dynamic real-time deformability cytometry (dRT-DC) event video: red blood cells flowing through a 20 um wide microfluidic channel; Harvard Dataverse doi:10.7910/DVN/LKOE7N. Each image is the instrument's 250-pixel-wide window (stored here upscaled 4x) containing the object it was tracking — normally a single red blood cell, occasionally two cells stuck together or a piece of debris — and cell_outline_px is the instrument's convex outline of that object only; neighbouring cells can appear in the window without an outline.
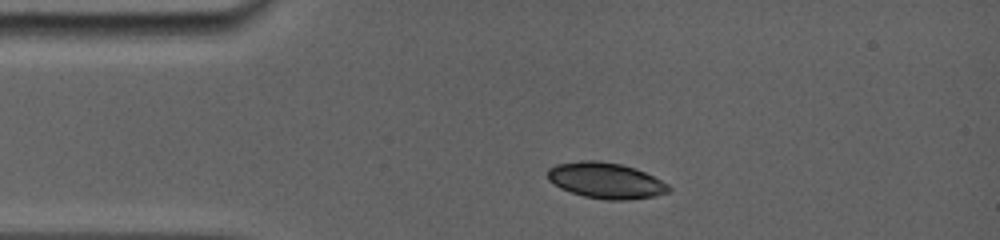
{"species": "common noctule bat (a hibernating species)", "species_latin": "Nyctalus noctula", "temperature_condition": "room temperature", "stored_images_in_passage": 43, "camera_frame_rate_fps": 5000, "um_per_image_px": 0.085, "animal": {"sex": "female", "body_mass_g": 19.0, "forearm_length_mm": 56.7}, "frame": {"image": 1, "passage_image": 1, "time_ms": 0.0, "image_size_px": [1000, 240], "cell_outline_px": [[672, 192], [656, 196], [628, 200], [608, 200], [584, 196], [560, 188], [548, 180], [548, 168], [556, 164], [580, 160], [600, 160], [620, 164], [636, 168], [668, 184], [672, 188]], "centroid_in_image_um": [51.51, 15.34], "position_along_channel_um": 33.5, "area_um2": 25.49}}
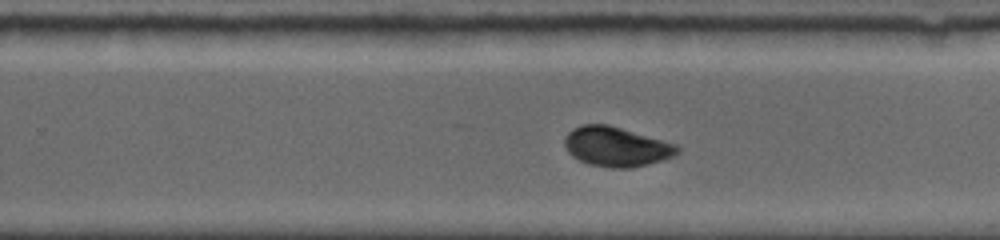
{"frame": {"image": 2, "passage_image": 23, "time_ms": 7.2, "image_size_px": [1000, 240], "cell_outline_px": [[680, 152], [676, 156], [632, 168], [612, 168], [588, 164], [572, 156], [568, 152], [564, 144], [564, 136], [572, 128], [584, 124], [608, 124], [676, 144], [680, 148]], "centroid_in_image_um": [52.38, 12.47], "position_along_channel_um": 277.4, "area_um2": 26.13}}
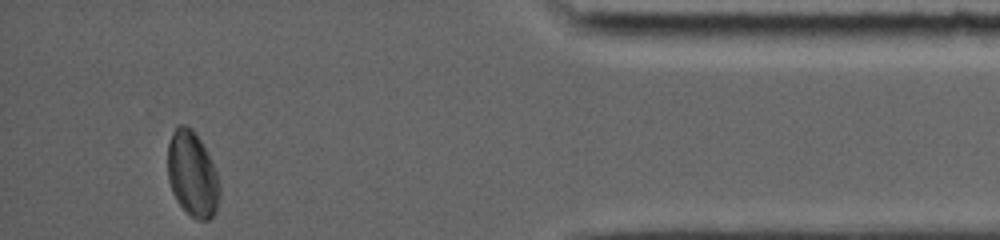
{"frame": {"image": 3, "passage_image": 43, "time_ms": 11.8, "image_size_px": [1000, 240], "cell_outline_px": [[220, 196], [216, 212], [208, 220], [196, 220], [188, 216], [176, 200], [172, 192], [168, 180], [168, 144], [172, 132], [176, 124], [188, 124], [196, 132], [208, 152], [216, 168], [220, 184]], "centroid_in_image_um": [16.36, 14.79], "position_along_channel_um": 418.8, "area_um2": 26.65}, "authors_computed_cell_mechanics": {"area_um2": 25.721, "velocity_mm_per_s": 3.8321, "shape_relaxation_time_tau1_ms": 4.8047, "shape_relaxation_time_tau2_ms": 1.9052, "deformation_change_tau1": 0.1575, "deformation_change_tau2": 0.0519}}